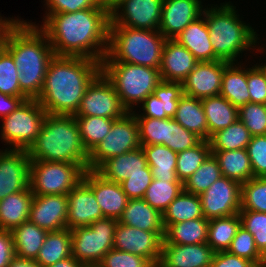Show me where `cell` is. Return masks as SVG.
I'll use <instances>...</instances> for the list:
<instances>
[{"label": "cell", "mask_w": 266, "mask_h": 267, "mask_svg": "<svg viewBox=\"0 0 266 267\" xmlns=\"http://www.w3.org/2000/svg\"><path fill=\"white\" fill-rule=\"evenodd\" d=\"M39 26L55 56L102 62L108 50L110 13L101 5L71 13L45 14Z\"/></svg>", "instance_id": "6da1fadb"}, {"label": "cell", "mask_w": 266, "mask_h": 267, "mask_svg": "<svg viewBox=\"0 0 266 267\" xmlns=\"http://www.w3.org/2000/svg\"><path fill=\"white\" fill-rule=\"evenodd\" d=\"M101 73V62L83 57L54 56L36 99L52 115H75L87 87Z\"/></svg>", "instance_id": "7a4b0ae2"}, {"label": "cell", "mask_w": 266, "mask_h": 267, "mask_svg": "<svg viewBox=\"0 0 266 267\" xmlns=\"http://www.w3.org/2000/svg\"><path fill=\"white\" fill-rule=\"evenodd\" d=\"M3 47L17 66L20 90L37 99L50 60L55 56L46 33L33 22L17 19L8 29Z\"/></svg>", "instance_id": "3957f363"}, {"label": "cell", "mask_w": 266, "mask_h": 267, "mask_svg": "<svg viewBox=\"0 0 266 267\" xmlns=\"http://www.w3.org/2000/svg\"><path fill=\"white\" fill-rule=\"evenodd\" d=\"M27 153L31 161L75 163L88 170L89 153L74 115L47 114Z\"/></svg>", "instance_id": "277c9868"}, {"label": "cell", "mask_w": 266, "mask_h": 267, "mask_svg": "<svg viewBox=\"0 0 266 267\" xmlns=\"http://www.w3.org/2000/svg\"><path fill=\"white\" fill-rule=\"evenodd\" d=\"M210 7H204L202 15L209 29L215 56L221 61L237 63V57L242 56L244 51H254L259 34L251 25L241 21L236 6L229 1Z\"/></svg>", "instance_id": "5b68a950"}, {"label": "cell", "mask_w": 266, "mask_h": 267, "mask_svg": "<svg viewBox=\"0 0 266 267\" xmlns=\"http://www.w3.org/2000/svg\"><path fill=\"white\" fill-rule=\"evenodd\" d=\"M165 41L158 30L109 26L108 50L102 62H124L159 69Z\"/></svg>", "instance_id": "8992f818"}, {"label": "cell", "mask_w": 266, "mask_h": 267, "mask_svg": "<svg viewBox=\"0 0 266 267\" xmlns=\"http://www.w3.org/2000/svg\"><path fill=\"white\" fill-rule=\"evenodd\" d=\"M101 72L113 84L127 112L141 105L162 81L159 69L124 62H101Z\"/></svg>", "instance_id": "52a82bcc"}, {"label": "cell", "mask_w": 266, "mask_h": 267, "mask_svg": "<svg viewBox=\"0 0 266 267\" xmlns=\"http://www.w3.org/2000/svg\"><path fill=\"white\" fill-rule=\"evenodd\" d=\"M118 220L101 218L90 226L71 229L72 256L83 266L98 265L103 256L114 248Z\"/></svg>", "instance_id": "ba28073f"}, {"label": "cell", "mask_w": 266, "mask_h": 267, "mask_svg": "<svg viewBox=\"0 0 266 267\" xmlns=\"http://www.w3.org/2000/svg\"><path fill=\"white\" fill-rule=\"evenodd\" d=\"M47 112L36 99L24 100L11 114L1 118V140L10 149L28 150L40 133Z\"/></svg>", "instance_id": "9c48e42d"}, {"label": "cell", "mask_w": 266, "mask_h": 267, "mask_svg": "<svg viewBox=\"0 0 266 267\" xmlns=\"http://www.w3.org/2000/svg\"><path fill=\"white\" fill-rule=\"evenodd\" d=\"M85 171L75 163L31 161V191L33 195H67L82 181Z\"/></svg>", "instance_id": "30bf717a"}, {"label": "cell", "mask_w": 266, "mask_h": 267, "mask_svg": "<svg viewBox=\"0 0 266 267\" xmlns=\"http://www.w3.org/2000/svg\"><path fill=\"white\" fill-rule=\"evenodd\" d=\"M139 147L141 144L137 120L132 112H127L123 117L113 122L109 133L89 153L88 170H96L109 158Z\"/></svg>", "instance_id": "8fae6325"}, {"label": "cell", "mask_w": 266, "mask_h": 267, "mask_svg": "<svg viewBox=\"0 0 266 267\" xmlns=\"http://www.w3.org/2000/svg\"><path fill=\"white\" fill-rule=\"evenodd\" d=\"M126 113L113 84L101 72L87 87L74 116L119 119Z\"/></svg>", "instance_id": "7c38bea8"}, {"label": "cell", "mask_w": 266, "mask_h": 267, "mask_svg": "<svg viewBox=\"0 0 266 267\" xmlns=\"http://www.w3.org/2000/svg\"><path fill=\"white\" fill-rule=\"evenodd\" d=\"M199 198L206 219L232 216L241 210V184L221 176Z\"/></svg>", "instance_id": "4fadbf2b"}, {"label": "cell", "mask_w": 266, "mask_h": 267, "mask_svg": "<svg viewBox=\"0 0 266 267\" xmlns=\"http://www.w3.org/2000/svg\"><path fill=\"white\" fill-rule=\"evenodd\" d=\"M164 235L165 231H145L118 222L114 249L142 256L156 264L160 262Z\"/></svg>", "instance_id": "5bb4252c"}, {"label": "cell", "mask_w": 266, "mask_h": 267, "mask_svg": "<svg viewBox=\"0 0 266 267\" xmlns=\"http://www.w3.org/2000/svg\"><path fill=\"white\" fill-rule=\"evenodd\" d=\"M163 0H124L110 13L109 26L159 30Z\"/></svg>", "instance_id": "9a60e30c"}, {"label": "cell", "mask_w": 266, "mask_h": 267, "mask_svg": "<svg viewBox=\"0 0 266 267\" xmlns=\"http://www.w3.org/2000/svg\"><path fill=\"white\" fill-rule=\"evenodd\" d=\"M30 164L27 150L0 149V201L30 188Z\"/></svg>", "instance_id": "2e32d148"}, {"label": "cell", "mask_w": 266, "mask_h": 267, "mask_svg": "<svg viewBox=\"0 0 266 267\" xmlns=\"http://www.w3.org/2000/svg\"><path fill=\"white\" fill-rule=\"evenodd\" d=\"M228 64L221 60L198 62L182 82L183 94L200 100L220 95L222 76Z\"/></svg>", "instance_id": "e0dca14e"}, {"label": "cell", "mask_w": 266, "mask_h": 267, "mask_svg": "<svg viewBox=\"0 0 266 267\" xmlns=\"http://www.w3.org/2000/svg\"><path fill=\"white\" fill-rule=\"evenodd\" d=\"M203 10L201 0H163L158 31L166 39H175Z\"/></svg>", "instance_id": "ac0fdd59"}, {"label": "cell", "mask_w": 266, "mask_h": 267, "mask_svg": "<svg viewBox=\"0 0 266 267\" xmlns=\"http://www.w3.org/2000/svg\"><path fill=\"white\" fill-rule=\"evenodd\" d=\"M67 195H34L29 220L42 229L59 231L67 228Z\"/></svg>", "instance_id": "d6986e66"}, {"label": "cell", "mask_w": 266, "mask_h": 267, "mask_svg": "<svg viewBox=\"0 0 266 267\" xmlns=\"http://www.w3.org/2000/svg\"><path fill=\"white\" fill-rule=\"evenodd\" d=\"M82 180L94 192L103 216L119 220L129 201L121 185L106 180L95 170H86Z\"/></svg>", "instance_id": "ffe728a7"}, {"label": "cell", "mask_w": 266, "mask_h": 267, "mask_svg": "<svg viewBox=\"0 0 266 267\" xmlns=\"http://www.w3.org/2000/svg\"><path fill=\"white\" fill-rule=\"evenodd\" d=\"M67 199L69 230L90 226L98 219L104 218L94 192L83 180L67 194Z\"/></svg>", "instance_id": "44dd1931"}, {"label": "cell", "mask_w": 266, "mask_h": 267, "mask_svg": "<svg viewBox=\"0 0 266 267\" xmlns=\"http://www.w3.org/2000/svg\"><path fill=\"white\" fill-rule=\"evenodd\" d=\"M183 95L181 82L161 81L153 94L149 95L142 103L143 113H132L135 117L166 119L173 118L178 107L179 98Z\"/></svg>", "instance_id": "7402d4cb"}, {"label": "cell", "mask_w": 266, "mask_h": 267, "mask_svg": "<svg viewBox=\"0 0 266 267\" xmlns=\"http://www.w3.org/2000/svg\"><path fill=\"white\" fill-rule=\"evenodd\" d=\"M198 61L194 55L175 39H166L159 68L162 81L183 82Z\"/></svg>", "instance_id": "603a6c76"}, {"label": "cell", "mask_w": 266, "mask_h": 267, "mask_svg": "<svg viewBox=\"0 0 266 267\" xmlns=\"http://www.w3.org/2000/svg\"><path fill=\"white\" fill-rule=\"evenodd\" d=\"M214 253L207 243L163 244L159 263L163 267H210Z\"/></svg>", "instance_id": "cb8c5ba5"}, {"label": "cell", "mask_w": 266, "mask_h": 267, "mask_svg": "<svg viewBox=\"0 0 266 267\" xmlns=\"http://www.w3.org/2000/svg\"><path fill=\"white\" fill-rule=\"evenodd\" d=\"M147 166L146 157L142 147L127 153L109 158L95 171L106 180L120 184L130 174L143 172Z\"/></svg>", "instance_id": "d4e9b609"}, {"label": "cell", "mask_w": 266, "mask_h": 267, "mask_svg": "<svg viewBox=\"0 0 266 267\" xmlns=\"http://www.w3.org/2000/svg\"><path fill=\"white\" fill-rule=\"evenodd\" d=\"M175 40L186 47L198 62L219 60L214 54L209 29L203 15L190 23Z\"/></svg>", "instance_id": "484cf974"}, {"label": "cell", "mask_w": 266, "mask_h": 267, "mask_svg": "<svg viewBox=\"0 0 266 267\" xmlns=\"http://www.w3.org/2000/svg\"><path fill=\"white\" fill-rule=\"evenodd\" d=\"M118 222L145 231H165L162 213L143 198L129 199Z\"/></svg>", "instance_id": "4316f807"}, {"label": "cell", "mask_w": 266, "mask_h": 267, "mask_svg": "<svg viewBox=\"0 0 266 267\" xmlns=\"http://www.w3.org/2000/svg\"><path fill=\"white\" fill-rule=\"evenodd\" d=\"M31 188L8 195L0 201V229L12 231L29 220L33 199Z\"/></svg>", "instance_id": "83f0119b"}, {"label": "cell", "mask_w": 266, "mask_h": 267, "mask_svg": "<svg viewBox=\"0 0 266 267\" xmlns=\"http://www.w3.org/2000/svg\"><path fill=\"white\" fill-rule=\"evenodd\" d=\"M237 65V66H236ZM243 63H229L222 76L220 95L237 109L250 102L247 85V68ZM245 66V67H244ZM246 68V69H245Z\"/></svg>", "instance_id": "f1b7e54d"}, {"label": "cell", "mask_w": 266, "mask_h": 267, "mask_svg": "<svg viewBox=\"0 0 266 267\" xmlns=\"http://www.w3.org/2000/svg\"><path fill=\"white\" fill-rule=\"evenodd\" d=\"M173 119L202 140H209L207 119L200 99L183 94Z\"/></svg>", "instance_id": "f546056e"}, {"label": "cell", "mask_w": 266, "mask_h": 267, "mask_svg": "<svg viewBox=\"0 0 266 267\" xmlns=\"http://www.w3.org/2000/svg\"><path fill=\"white\" fill-rule=\"evenodd\" d=\"M48 231L30 220L23 222L12 231L15 256L35 260L44 243Z\"/></svg>", "instance_id": "4dcf8cb0"}, {"label": "cell", "mask_w": 266, "mask_h": 267, "mask_svg": "<svg viewBox=\"0 0 266 267\" xmlns=\"http://www.w3.org/2000/svg\"><path fill=\"white\" fill-rule=\"evenodd\" d=\"M210 137L239 119L238 109L221 95L201 99Z\"/></svg>", "instance_id": "1f68e13d"}, {"label": "cell", "mask_w": 266, "mask_h": 267, "mask_svg": "<svg viewBox=\"0 0 266 267\" xmlns=\"http://www.w3.org/2000/svg\"><path fill=\"white\" fill-rule=\"evenodd\" d=\"M153 179L181 182L176 175L177 153L164 145L141 146Z\"/></svg>", "instance_id": "d6a6232c"}, {"label": "cell", "mask_w": 266, "mask_h": 267, "mask_svg": "<svg viewBox=\"0 0 266 267\" xmlns=\"http://www.w3.org/2000/svg\"><path fill=\"white\" fill-rule=\"evenodd\" d=\"M209 219L205 217L171 224L164 235L163 244L206 243Z\"/></svg>", "instance_id": "836d02e7"}, {"label": "cell", "mask_w": 266, "mask_h": 267, "mask_svg": "<svg viewBox=\"0 0 266 267\" xmlns=\"http://www.w3.org/2000/svg\"><path fill=\"white\" fill-rule=\"evenodd\" d=\"M212 153L219 162L222 176L240 184L254 177L247 149L212 151Z\"/></svg>", "instance_id": "e575fe53"}, {"label": "cell", "mask_w": 266, "mask_h": 267, "mask_svg": "<svg viewBox=\"0 0 266 267\" xmlns=\"http://www.w3.org/2000/svg\"><path fill=\"white\" fill-rule=\"evenodd\" d=\"M72 256L71 231L68 228L48 232L35 261L42 267Z\"/></svg>", "instance_id": "d590c367"}, {"label": "cell", "mask_w": 266, "mask_h": 267, "mask_svg": "<svg viewBox=\"0 0 266 267\" xmlns=\"http://www.w3.org/2000/svg\"><path fill=\"white\" fill-rule=\"evenodd\" d=\"M162 215L165 230L171 224L204 217L199 195L183 189Z\"/></svg>", "instance_id": "8d00e7d4"}, {"label": "cell", "mask_w": 266, "mask_h": 267, "mask_svg": "<svg viewBox=\"0 0 266 267\" xmlns=\"http://www.w3.org/2000/svg\"><path fill=\"white\" fill-rule=\"evenodd\" d=\"M240 226L241 218L239 213L232 216L209 219L206 243L215 253L227 251Z\"/></svg>", "instance_id": "74e56055"}, {"label": "cell", "mask_w": 266, "mask_h": 267, "mask_svg": "<svg viewBox=\"0 0 266 267\" xmlns=\"http://www.w3.org/2000/svg\"><path fill=\"white\" fill-rule=\"evenodd\" d=\"M252 135L238 119L229 127L213 134L208 140L211 151H233L246 149Z\"/></svg>", "instance_id": "f35d334b"}, {"label": "cell", "mask_w": 266, "mask_h": 267, "mask_svg": "<svg viewBox=\"0 0 266 267\" xmlns=\"http://www.w3.org/2000/svg\"><path fill=\"white\" fill-rule=\"evenodd\" d=\"M82 143L90 153L109 133L116 119L94 116H75Z\"/></svg>", "instance_id": "ab89813d"}, {"label": "cell", "mask_w": 266, "mask_h": 267, "mask_svg": "<svg viewBox=\"0 0 266 267\" xmlns=\"http://www.w3.org/2000/svg\"><path fill=\"white\" fill-rule=\"evenodd\" d=\"M222 176L219 162L211 153L201 166L183 183L184 190L201 195Z\"/></svg>", "instance_id": "60d3db41"}, {"label": "cell", "mask_w": 266, "mask_h": 267, "mask_svg": "<svg viewBox=\"0 0 266 267\" xmlns=\"http://www.w3.org/2000/svg\"><path fill=\"white\" fill-rule=\"evenodd\" d=\"M182 182L153 179L143 199L163 214L170 203L183 191Z\"/></svg>", "instance_id": "b9f144b4"}, {"label": "cell", "mask_w": 266, "mask_h": 267, "mask_svg": "<svg viewBox=\"0 0 266 267\" xmlns=\"http://www.w3.org/2000/svg\"><path fill=\"white\" fill-rule=\"evenodd\" d=\"M212 153L208 140H202L198 145L177 153L176 175L184 183Z\"/></svg>", "instance_id": "7bdbcfd3"}, {"label": "cell", "mask_w": 266, "mask_h": 267, "mask_svg": "<svg viewBox=\"0 0 266 267\" xmlns=\"http://www.w3.org/2000/svg\"><path fill=\"white\" fill-rule=\"evenodd\" d=\"M202 139L185 129L173 118L164 119L163 145L176 153L198 145Z\"/></svg>", "instance_id": "ee69618b"}, {"label": "cell", "mask_w": 266, "mask_h": 267, "mask_svg": "<svg viewBox=\"0 0 266 267\" xmlns=\"http://www.w3.org/2000/svg\"><path fill=\"white\" fill-rule=\"evenodd\" d=\"M241 210L266 213V177H253L241 184Z\"/></svg>", "instance_id": "f6af8a7d"}, {"label": "cell", "mask_w": 266, "mask_h": 267, "mask_svg": "<svg viewBox=\"0 0 266 267\" xmlns=\"http://www.w3.org/2000/svg\"><path fill=\"white\" fill-rule=\"evenodd\" d=\"M18 73L12 55L2 47L0 50V92L9 96L27 97L20 90Z\"/></svg>", "instance_id": "bcb514c9"}, {"label": "cell", "mask_w": 266, "mask_h": 267, "mask_svg": "<svg viewBox=\"0 0 266 267\" xmlns=\"http://www.w3.org/2000/svg\"><path fill=\"white\" fill-rule=\"evenodd\" d=\"M227 251L252 261L257 267H262V253L257 249L253 235L243 226L238 229Z\"/></svg>", "instance_id": "7dc6e473"}, {"label": "cell", "mask_w": 266, "mask_h": 267, "mask_svg": "<svg viewBox=\"0 0 266 267\" xmlns=\"http://www.w3.org/2000/svg\"><path fill=\"white\" fill-rule=\"evenodd\" d=\"M238 116L252 136L266 135V104L249 102L238 109Z\"/></svg>", "instance_id": "c3c4849f"}, {"label": "cell", "mask_w": 266, "mask_h": 267, "mask_svg": "<svg viewBox=\"0 0 266 267\" xmlns=\"http://www.w3.org/2000/svg\"><path fill=\"white\" fill-rule=\"evenodd\" d=\"M241 226L249 231L255 240L257 249L266 251V213L240 210Z\"/></svg>", "instance_id": "681fc988"}, {"label": "cell", "mask_w": 266, "mask_h": 267, "mask_svg": "<svg viewBox=\"0 0 266 267\" xmlns=\"http://www.w3.org/2000/svg\"><path fill=\"white\" fill-rule=\"evenodd\" d=\"M141 146L163 145L164 119L135 117Z\"/></svg>", "instance_id": "f907efd6"}, {"label": "cell", "mask_w": 266, "mask_h": 267, "mask_svg": "<svg viewBox=\"0 0 266 267\" xmlns=\"http://www.w3.org/2000/svg\"><path fill=\"white\" fill-rule=\"evenodd\" d=\"M100 267H151L146 258L117 249L109 250L98 264Z\"/></svg>", "instance_id": "816d5d0a"}, {"label": "cell", "mask_w": 266, "mask_h": 267, "mask_svg": "<svg viewBox=\"0 0 266 267\" xmlns=\"http://www.w3.org/2000/svg\"><path fill=\"white\" fill-rule=\"evenodd\" d=\"M153 180L150 167L147 165L143 172L130 174L129 177L120 183L123 192L129 199L143 198L147 188Z\"/></svg>", "instance_id": "f5cc1de1"}, {"label": "cell", "mask_w": 266, "mask_h": 267, "mask_svg": "<svg viewBox=\"0 0 266 267\" xmlns=\"http://www.w3.org/2000/svg\"><path fill=\"white\" fill-rule=\"evenodd\" d=\"M246 149L253 176L266 177V135L252 136Z\"/></svg>", "instance_id": "db71d44e"}, {"label": "cell", "mask_w": 266, "mask_h": 267, "mask_svg": "<svg viewBox=\"0 0 266 267\" xmlns=\"http://www.w3.org/2000/svg\"><path fill=\"white\" fill-rule=\"evenodd\" d=\"M247 85L250 102L266 104V73L258 64L247 68Z\"/></svg>", "instance_id": "11a10c76"}, {"label": "cell", "mask_w": 266, "mask_h": 267, "mask_svg": "<svg viewBox=\"0 0 266 267\" xmlns=\"http://www.w3.org/2000/svg\"><path fill=\"white\" fill-rule=\"evenodd\" d=\"M46 14L71 13L83 9L95 8L101 0H44Z\"/></svg>", "instance_id": "9f6ffc18"}, {"label": "cell", "mask_w": 266, "mask_h": 267, "mask_svg": "<svg viewBox=\"0 0 266 267\" xmlns=\"http://www.w3.org/2000/svg\"><path fill=\"white\" fill-rule=\"evenodd\" d=\"M210 267H257L252 261L228 251L214 253Z\"/></svg>", "instance_id": "6f0895ef"}, {"label": "cell", "mask_w": 266, "mask_h": 267, "mask_svg": "<svg viewBox=\"0 0 266 267\" xmlns=\"http://www.w3.org/2000/svg\"><path fill=\"white\" fill-rule=\"evenodd\" d=\"M15 257L11 231L0 229V267H8Z\"/></svg>", "instance_id": "680465c9"}, {"label": "cell", "mask_w": 266, "mask_h": 267, "mask_svg": "<svg viewBox=\"0 0 266 267\" xmlns=\"http://www.w3.org/2000/svg\"><path fill=\"white\" fill-rule=\"evenodd\" d=\"M28 97H15L0 92V118L6 117L17 109Z\"/></svg>", "instance_id": "91938a15"}, {"label": "cell", "mask_w": 266, "mask_h": 267, "mask_svg": "<svg viewBox=\"0 0 266 267\" xmlns=\"http://www.w3.org/2000/svg\"><path fill=\"white\" fill-rule=\"evenodd\" d=\"M8 267H42L35 260H28L15 256Z\"/></svg>", "instance_id": "94428289"}, {"label": "cell", "mask_w": 266, "mask_h": 267, "mask_svg": "<svg viewBox=\"0 0 266 267\" xmlns=\"http://www.w3.org/2000/svg\"><path fill=\"white\" fill-rule=\"evenodd\" d=\"M48 267H84V266L73 256H70Z\"/></svg>", "instance_id": "6125c7cd"}, {"label": "cell", "mask_w": 266, "mask_h": 267, "mask_svg": "<svg viewBox=\"0 0 266 267\" xmlns=\"http://www.w3.org/2000/svg\"><path fill=\"white\" fill-rule=\"evenodd\" d=\"M16 19H10L3 27L0 28V50L2 49L3 45H4V40L7 34V31L9 29V27L17 20Z\"/></svg>", "instance_id": "be15d7a7"}, {"label": "cell", "mask_w": 266, "mask_h": 267, "mask_svg": "<svg viewBox=\"0 0 266 267\" xmlns=\"http://www.w3.org/2000/svg\"><path fill=\"white\" fill-rule=\"evenodd\" d=\"M124 0H101V5L111 13L118 5H120Z\"/></svg>", "instance_id": "e7e4bbea"}, {"label": "cell", "mask_w": 266, "mask_h": 267, "mask_svg": "<svg viewBox=\"0 0 266 267\" xmlns=\"http://www.w3.org/2000/svg\"><path fill=\"white\" fill-rule=\"evenodd\" d=\"M11 18H6L5 19L1 16L0 14V28L3 27Z\"/></svg>", "instance_id": "03108f58"}, {"label": "cell", "mask_w": 266, "mask_h": 267, "mask_svg": "<svg viewBox=\"0 0 266 267\" xmlns=\"http://www.w3.org/2000/svg\"><path fill=\"white\" fill-rule=\"evenodd\" d=\"M262 267H266V251L262 254Z\"/></svg>", "instance_id": "003e7915"}, {"label": "cell", "mask_w": 266, "mask_h": 267, "mask_svg": "<svg viewBox=\"0 0 266 267\" xmlns=\"http://www.w3.org/2000/svg\"><path fill=\"white\" fill-rule=\"evenodd\" d=\"M262 70L266 73V62L263 64V62L261 64H258Z\"/></svg>", "instance_id": "a7ac6f4b"}, {"label": "cell", "mask_w": 266, "mask_h": 267, "mask_svg": "<svg viewBox=\"0 0 266 267\" xmlns=\"http://www.w3.org/2000/svg\"><path fill=\"white\" fill-rule=\"evenodd\" d=\"M151 267H163L160 263L153 264Z\"/></svg>", "instance_id": "89a4df30"}, {"label": "cell", "mask_w": 266, "mask_h": 267, "mask_svg": "<svg viewBox=\"0 0 266 267\" xmlns=\"http://www.w3.org/2000/svg\"><path fill=\"white\" fill-rule=\"evenodd\" d=\"M84 267H100L99 265H88V266H84Z\"/></svg>", "instance_id": "2644e50d"}]
</instances>
